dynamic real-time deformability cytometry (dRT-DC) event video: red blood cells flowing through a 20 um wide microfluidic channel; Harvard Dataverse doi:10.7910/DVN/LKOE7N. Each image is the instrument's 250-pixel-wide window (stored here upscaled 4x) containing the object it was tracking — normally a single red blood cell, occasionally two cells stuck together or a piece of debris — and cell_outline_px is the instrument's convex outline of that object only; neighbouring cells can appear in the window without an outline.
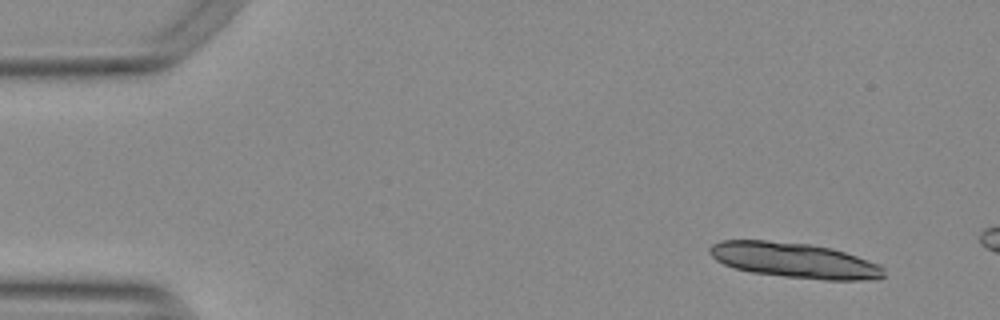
{"species": "Egyptian fruit bat (a non-hibernating species)", "species_latin": "Rousettus aegyptiacus", "temperature_condition": "warm", "stored_images_in_passage": 12, "camera_frame_rate_fps": 3000, "um_per_image_px": 0.085, "animal": {"sex": "female"}, "frame": {"image": 1, "passage_image": 1, "time_ms": 0.0, "image_size_px": [1000, 320], "cell_outline_px": [[884, 276], [876, 280], [824, 280], [784, 276], [752, 272], [736, 268], [724, 264], [716, 260], [708, 252], [708, 248], [712, 244], [720, 240], [764, 240], [808, 244], [832, 248], [880, 264], [884, 268]], "centroid_in_image_um": [67.54, 22.13], "position_along_channel_um": 17.5, "area_um2": 35.72}}